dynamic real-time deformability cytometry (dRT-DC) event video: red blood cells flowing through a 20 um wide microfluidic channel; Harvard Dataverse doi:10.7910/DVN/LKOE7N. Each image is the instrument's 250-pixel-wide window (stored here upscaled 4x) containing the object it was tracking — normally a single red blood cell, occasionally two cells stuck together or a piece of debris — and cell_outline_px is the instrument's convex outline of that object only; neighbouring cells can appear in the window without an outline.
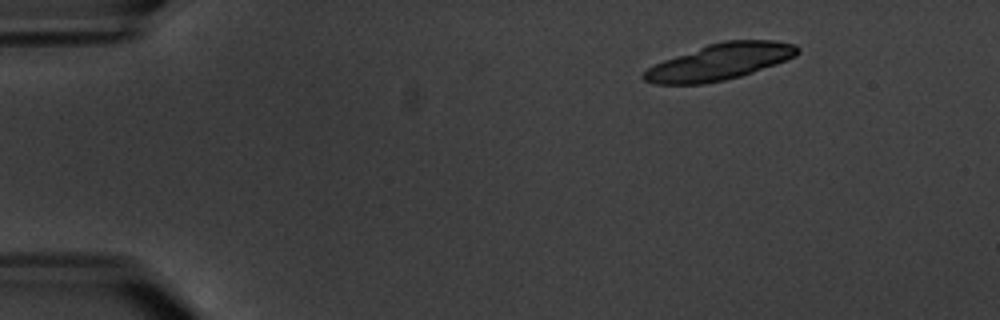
{"species": "common noctule bat (a hibernating species)", "species_latin": "Nyctalus noctula", "temperature_condition": "warm", "stored_images_in_passage": 4, "camera_frame_rate_fps": 3000, "um_per_image_px": 0.085, "animal": {"sex": "male", "body_mass_g": 20.1, "forearm_length_mm": 53.5}, "frame": {"image": 1, "passage_image": 1, "time_ms": 0.0, "image_size_px": [1000, 320], "cell_outline_px": [[800, 52], [796, 56], [776, 64], [740, 76], [724, 80], [704, 84], [652, 84], [644, 80], [640, 76], [648, 68], [664, 60], [708, 44], [724, 40], [776, 40], [796, 44], [800, 48]], "centroid_in_image_um": [61.21, 5.25], "position_along_channel_um": 23.8, "area_um2": 32.48}}